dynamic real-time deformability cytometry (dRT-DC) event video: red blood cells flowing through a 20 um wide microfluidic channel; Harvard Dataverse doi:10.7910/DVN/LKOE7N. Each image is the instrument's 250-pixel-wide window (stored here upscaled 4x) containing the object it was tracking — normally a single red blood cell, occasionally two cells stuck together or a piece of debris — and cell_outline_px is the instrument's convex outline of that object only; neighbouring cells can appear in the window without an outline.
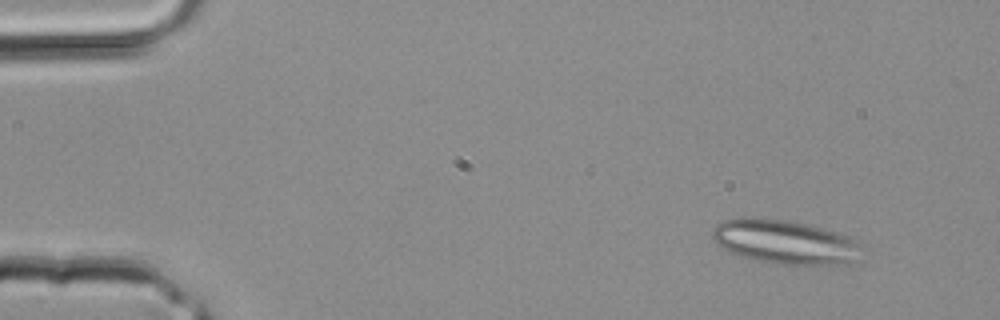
{"species": "common noctule bat (a hibernating species)", "species_latin": "Nyctalus noctula", "temperature_condition": "room temperature", "stored_images_in_passage": 3, "camera_frame_rate_fps": 3000, "um_per_image_px": 0.085, "animal": {"sex": "male", "body_mass_g": 20.4}, "frame": {"image": 1, "passage_image": 1, "time_ms": 0.0, "image_size_px": [1000, 320], "cell_outline_px": [[860, 244], [852, 260], [836, 264], [772, 264], [752, 260], [728, 252], [716, 244], [712, 236], [712, 228], [716, 224], [724, 220], [740, 216], [752, 216], [784, 220], [824, 228], [848, 236]], "centroid_in_image_um": [66.54, 20.54], "position_along_channel_um": 18.5, "area_um2": 38.15}}